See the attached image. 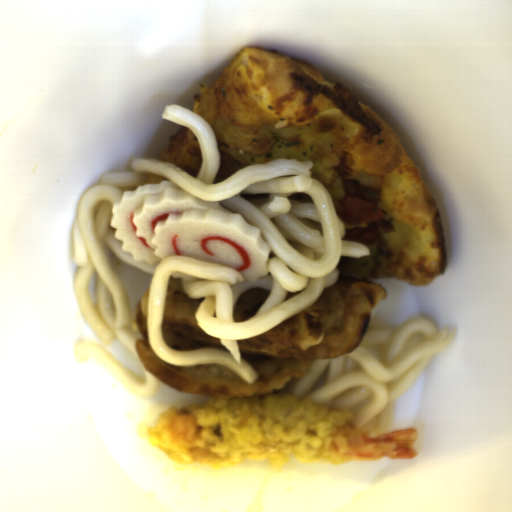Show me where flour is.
Wrapping results in <instances>:
<instances>
[{
    "mask_svg": "<svg viewBox=\"0 0 512 512\" xmlns=\"http://www.w3.org/2000/svg\"><path fill=\"white\" fill-rule=\"evenodd\" d=\"M151 285L139 296L131 316L138 359L164 387L213 399L272 395L291 378L309 371L312 360H331L361 344L373 310L388 295L380 283L338 277L317 300L292 317L257 336L237 340L242 359L257 371L247 382L223 365L175 366L156 355L148 334Z\"/></svg>",
    "mask_w": 512,
    "mask_h": 512,
    "instance_id": "c2a2500e",
    "label": "flour"
},
{
    "mask_svg": "<svg viewBox=\"0 0 512 512\" xmlns=\"http://www.w3.org/2000/svg\"><path fill=\"white\" fill-rule=\"evenodd\" d=\"M203 298H187L180 277L170 276L167 280L161 336L170 348L186 352L224 348L217 336L207 335L195 321L196 311Z\"/></svg>",
    "mask_w": 512,
    "mask_h": 512,
    "instance_id": "a7fe0414",
    "label": "flour"
},
{
    "mask_svg": "<svg viewBox=\"0 0 512 512\" xmlns=\"http://www.w3.org/2000/svg\"><path fill=\"white\" fill-rule=\"evenodd\" d=\"M270 297V290L256 287L244 291L233 305L232 316L235 323H241L257 313Z\"/></svg>",
    "mask_w": 512,
    "mask_h": 512,
    "instance_id": "66d56a37",
    "label": "flour"
}]
</instances>
